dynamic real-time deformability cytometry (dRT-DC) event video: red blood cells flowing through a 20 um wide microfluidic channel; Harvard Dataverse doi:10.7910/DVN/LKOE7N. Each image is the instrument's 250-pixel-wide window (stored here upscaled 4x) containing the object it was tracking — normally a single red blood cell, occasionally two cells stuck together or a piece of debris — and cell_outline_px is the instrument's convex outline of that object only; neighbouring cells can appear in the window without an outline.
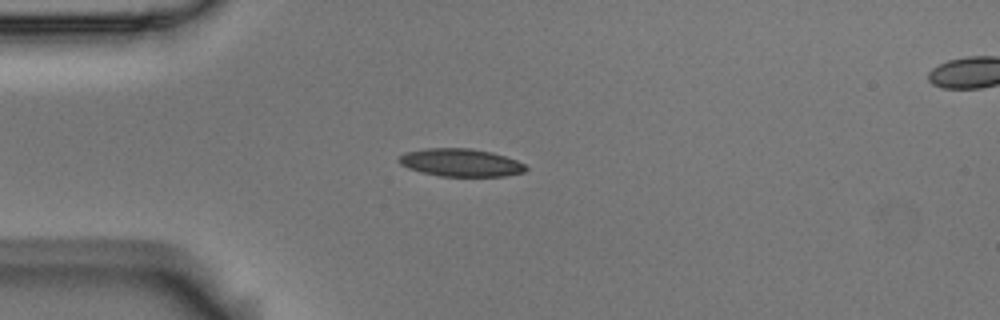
{"species": "Egyptian fruit bat (a non-hibernating species)", "species_latin": "Rousettus aegyptiacus", "temperature_condition": "room temperature", "stored_images_in_passage": 4, "camera_frame_rate_fps": 3000, "um_per_image_px": 0.085, "animal": {"sex": "male"}, "frame": {"image": 1, "passage_image": 2, "time_ms": 0.333, "image_size_px": [1000, 320], "cell_outline_px": [[528, 168], [524, 172], [504, 176], [440, 176], [420, 172], [408, 168], [400, 164], [396, 160], [404, 152], [424, 148], [468, 148], [492, 152], [516, 160], [524, 164]], "centroid_in_image_um": [39.12, 13.82], "position_along_channel_um": 45.9, "area_um2": 20.63}}
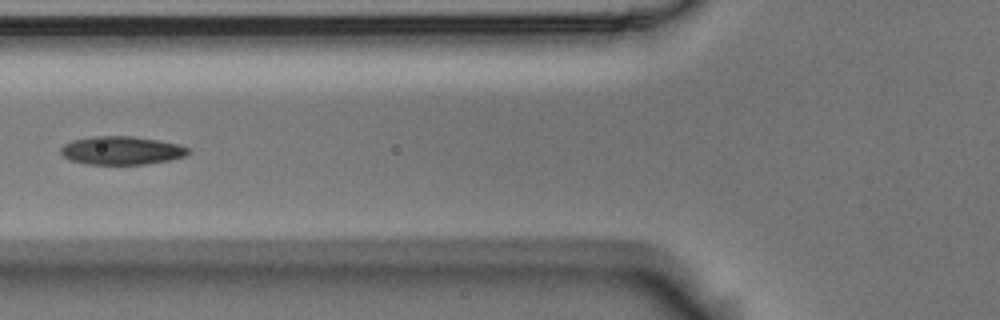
{"frame": {"image": 2, "passage_image": 4, "time_ms": 1.0, "image_size_px": [1000, 320], "cell_outline_px": [[188, 152], [184, 156], [168, 160], [144, 164], [88, 164], [72, 160], [64, 156], [60, 152], [60, 148], [64, 144], [72, 140], [96, 136], [132, 136], [156, 140], [176, 144], [188, 148]], "centroid_in_image_um": [10.28, 12.79], "position_along_channel_um": 115.5, "area_um2": 20.63}}